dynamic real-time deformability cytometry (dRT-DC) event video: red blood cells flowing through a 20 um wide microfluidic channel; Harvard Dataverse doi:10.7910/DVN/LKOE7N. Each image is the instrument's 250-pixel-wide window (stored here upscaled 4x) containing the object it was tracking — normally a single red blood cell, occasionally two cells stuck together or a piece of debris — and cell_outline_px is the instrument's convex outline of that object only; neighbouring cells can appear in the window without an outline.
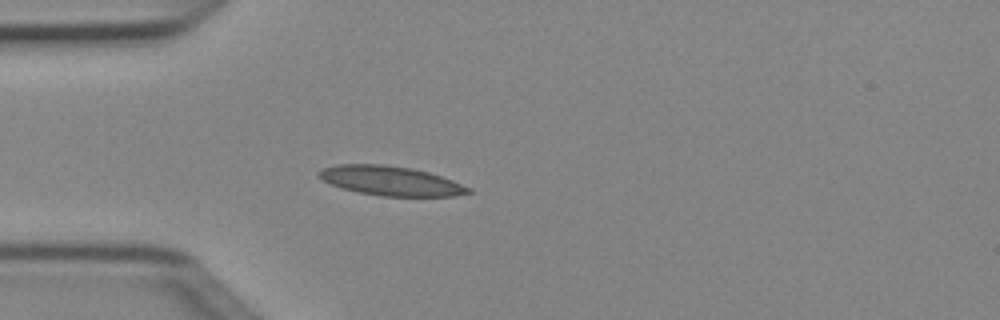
{"species": "Egyptian fruit bat (a non-hibernating species)", "species_latin": "Rousettus aegyptiacus", "temperature_condition": "cold", "stored_images_in_passage": 3, "camera_frame_rate_fps": 3000, "um_per_image_px": 0.085, "animal": {"sex": "female"}, "frame": {"image": 1, "passage_image": 3, "time_ms": 0.667, "image_size_px": [1000, 320], "cell_outline_px": [[472, 192], [452, 196], [380, 196], [340, 188], [316, 176], [316, 172], [320, 168], [336, 164], [384, 164], [412, 168], [428, 172], [452, 180], [472, 188]], "centroid_in_image_um": [33.16, 15.36], "position_along_channel_um": 51.8, "area_um2": 25.72}}